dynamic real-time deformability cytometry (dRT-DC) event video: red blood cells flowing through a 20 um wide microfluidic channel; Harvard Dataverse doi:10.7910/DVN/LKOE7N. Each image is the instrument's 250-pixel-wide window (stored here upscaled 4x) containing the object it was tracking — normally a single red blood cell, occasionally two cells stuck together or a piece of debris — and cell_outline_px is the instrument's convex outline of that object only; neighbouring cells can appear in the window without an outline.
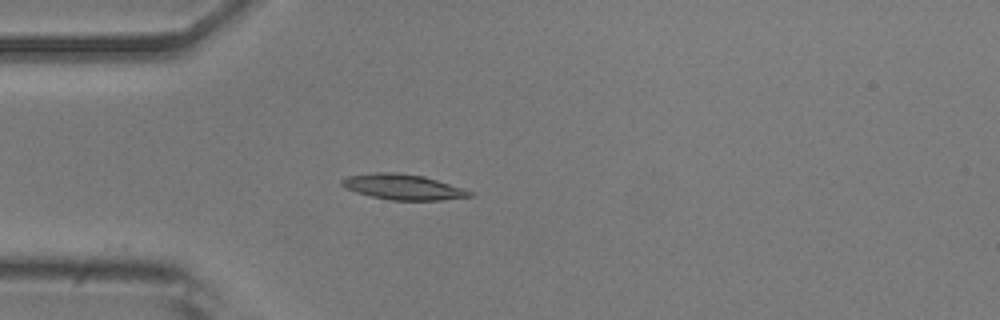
{"species": "common noctule bat (a hibernating species)", "species_latin": "Nyctalus noctula", "temperature_condition": "room temperature", "stored_images_in_passage": 4, "camera_frame_rate_fps": 3000, "um_per_image_px": 0.085, "animal": {"sex": "male", "body_mass_g": 20.5, "forearm_length_mm": 52.5}, "frame": {"image": 1, "passage_image": 4, "time_ms": 1.0, "image_size_px": [1000, 320], "cell_outline_px": [[472, 196], [440, 200], [392, 200], [372, 196], [356, 192], [344, 188], [340, 184], [340, 180], [348, 176], [376, 172], [396, 172], [424, 176], [472, 192]], "centroid_in_image_um": [34.18, 15.88], "position_along_channel_um": 50.8, "area_um2": 18.67}}